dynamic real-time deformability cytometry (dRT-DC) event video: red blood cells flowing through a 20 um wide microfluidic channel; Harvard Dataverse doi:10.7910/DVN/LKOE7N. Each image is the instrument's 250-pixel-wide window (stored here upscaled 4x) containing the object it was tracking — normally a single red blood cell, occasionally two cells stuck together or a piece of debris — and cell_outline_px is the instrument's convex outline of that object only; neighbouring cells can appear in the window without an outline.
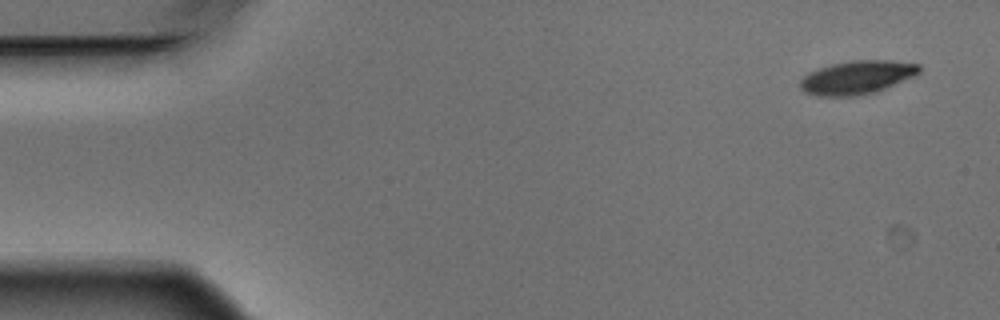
{"species": "Egyptian fruit bat (a non-hibernating species)", "species_latin": "Rousettus aegyptiacus", "temperature_condition": "warm", "stored_images_in_passage": 5, "camera_frame_rate_fps": 3000, "um_per_image_px": 0.085, "animal": {"sex": "male"}, "frame": {"image": 1, "passage_image": 1, "time_ms": 0.0, "image_size_px": [1000, 320], "cell_outline_px": [[920, 72], [916, 76], [876, 92], [856, 96], [816, 96], [804, 92], [800, 88], [800, 80], [808, 72], [832, 64], [852, 60], [888, 60], [920, 64]], "centroid_in_image_um": [72.86, 6.58], "position_along_channel_um": 12.1, "area_um2": 23.41}}
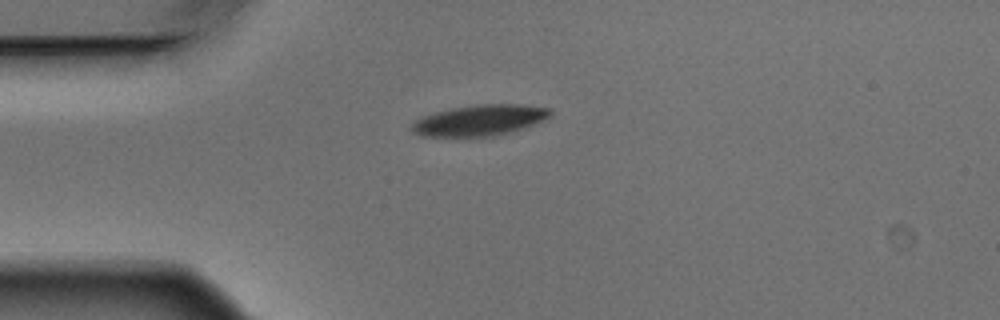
{"frame": {"image": 2, "passage_image": 4, "time_ms": 1.0, "image_size_px": [1000, 320], "cell_outline_px": [[552, 116], [532, 124], [508, 132], [492, 136], [420, 136], [412, 132], [408, 128], [416, 120], [424, 116], [436, 112], [452, 108], [480, 104], [520, 104], [552, 108]], "centroid_in_image_um": [40.76, 10.21], "position_along_channel_um": 44.2, "area_um2": 24.68}}